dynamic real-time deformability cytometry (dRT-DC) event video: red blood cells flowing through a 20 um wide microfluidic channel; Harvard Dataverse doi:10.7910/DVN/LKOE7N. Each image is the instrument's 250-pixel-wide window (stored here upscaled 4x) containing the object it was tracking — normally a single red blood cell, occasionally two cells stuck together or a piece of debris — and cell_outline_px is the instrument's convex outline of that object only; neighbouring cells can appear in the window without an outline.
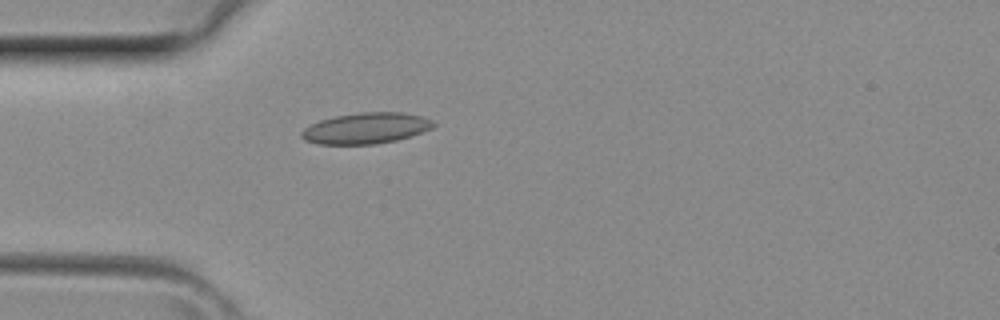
{"species": "common noctule bat (a hibernating species)", "species_latin": "Nyctalus noctula", "temperature_condition": "room temperature", "stored_images_in_passage": 4, "camera_frame_rate_fps": 3000, "um_per_image_px": 0.085, "animal": {"sex": "female", "body_mass_g": 29.2, "forearm_length_mm": 56.3}, "frame": {"image": 1, "passage_image": 4, "time_ms": 1.0, "image_size_px": [1000, 320], "cell_outline_px": [[436, 124], [432, 128], [412, 136], [396, 140], [376, 144], [316, 144], [304, 140], [300, 136], [300, 132], [304, 128], [320, 120], [336, 116], [360, 112], [404, 112], [420, 116], [432, 120]], "centroid_in_image_um": [31.1, 10.9], "position_along_channel_um": 53.9, "area_um2": 23.87}}